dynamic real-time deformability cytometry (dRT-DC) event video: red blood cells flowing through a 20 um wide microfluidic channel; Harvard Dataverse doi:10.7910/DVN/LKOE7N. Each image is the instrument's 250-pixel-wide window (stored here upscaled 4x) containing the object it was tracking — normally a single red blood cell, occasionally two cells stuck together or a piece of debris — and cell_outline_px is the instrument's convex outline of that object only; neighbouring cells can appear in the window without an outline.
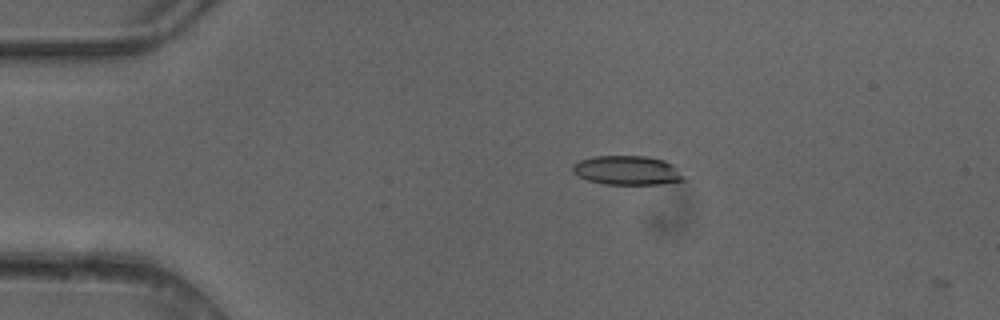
{"species": "common noctule bat (a hibernating species)", "species_latin": "Nyctalus noctula", "temperature_condition": "cold", "stored_images_in_passage": 4, "camera_frame_rate_fps": 3000, "um_per_image_px": 0.085, "animal": {"sex": "female"}, "frame": {"image": 1, "passage_image": 3, "time_ms": 0.667, "image_size_px": [1000, 320], "cell_outline_px": [[688, 180], [660, 184], [604, 184], [588, 180], [572, 172], [572, 164], [580, 160], [596, 156], [644, 156], [664, 160], [672, 164]], "centroid_in_image_um": [53.32, 14.48], "position_along_channel_um": 31.7, "area_um2": 18.84}}